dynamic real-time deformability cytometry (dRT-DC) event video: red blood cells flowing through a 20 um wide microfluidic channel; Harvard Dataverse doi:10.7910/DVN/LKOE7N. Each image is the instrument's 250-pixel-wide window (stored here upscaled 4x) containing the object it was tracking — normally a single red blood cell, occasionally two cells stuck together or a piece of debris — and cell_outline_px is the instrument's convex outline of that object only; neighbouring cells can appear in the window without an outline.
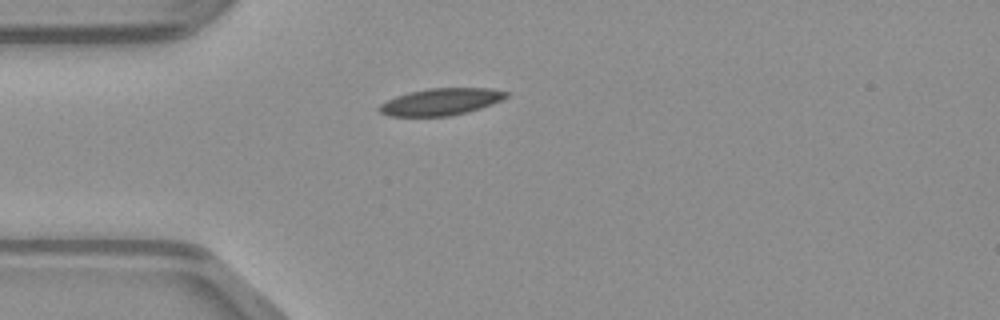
{"species": "common noctule bat (a hibernating species)", "species_latin": "Nyctalus noctula", "temperature_condition": "warm", "stored_images_in_passage": 33, "camera_frame_rate_fps": 3000, "um_per_image_px": 0.085, "animal": {"sex": "male", "body_mass_g": 23.1, "forearm_length_mm": 52.7}, "frame": {"image": 1, "passage_image": 1, "time_ms": 0.0, "image_size_px": [1000, 320], "cell_outline_px": [[508, 96], [492, 104], [468, 112], [452, 116], [388, 116], [380, 112], [376, 108], [380, 104], [396, 96], [408, 92], [428, 88], [488, 88], [508, 92]], "centroid_in_image_um": [37.44, 8.65], "position_along_channel_um": 47.6, "area_um2": 19.94}}
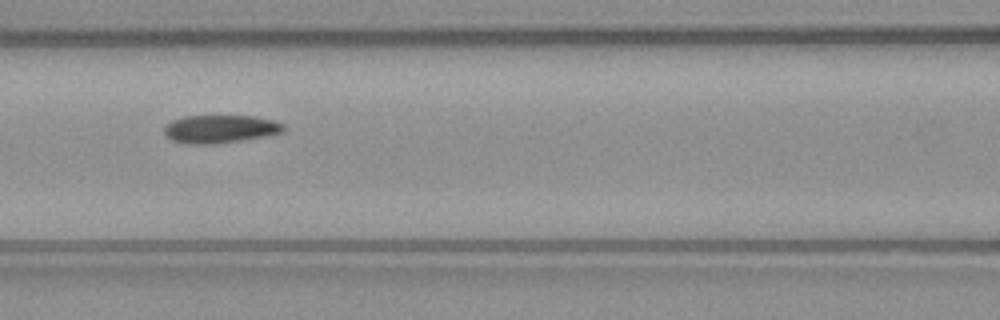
{"frame": {"image": 2, "passage_image": 9, "time_ms": 2.667, "image_size_px": [1000, 320], "cell_outline_px": [[284, 128], [280, 132], [268, 136], [216, 144], [184, 144], [172, 140], [164, 132], [164, 128], [172, 120], [184, 116], [256, 116], [276, 120], [284, 124]], "centroid_in_image_um": [18.73, 10.96], "position_along_channel_um": 147.9, "area_um2": 19.59}}
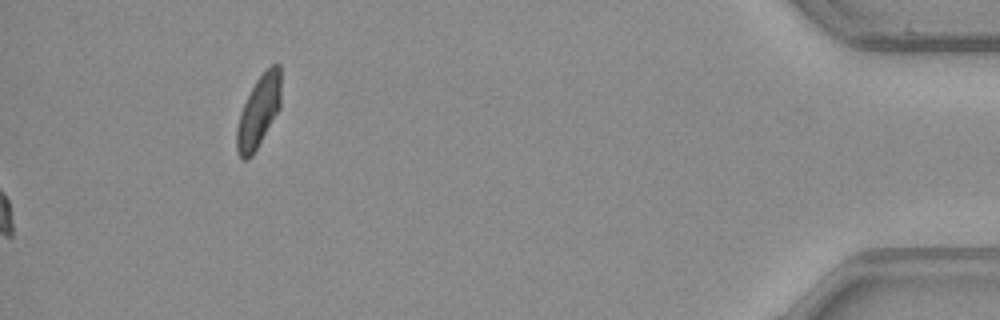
{"frame": {"image": 3, "passage_image": 33, "time_ms": 10.667, "image_size_px": [1000, 320], "cell_outline_px": [[280, 108], [252, 156], [248, 160], [244, 160], [240, 156], [236, 148], [236, 128], [240, 112], [256, 80], [272, 64], [280, 64]], "centroid_in_image_um": [21.97, 9.5], "position_along_channel_um": 413.2, "area_um2": 18.26}}